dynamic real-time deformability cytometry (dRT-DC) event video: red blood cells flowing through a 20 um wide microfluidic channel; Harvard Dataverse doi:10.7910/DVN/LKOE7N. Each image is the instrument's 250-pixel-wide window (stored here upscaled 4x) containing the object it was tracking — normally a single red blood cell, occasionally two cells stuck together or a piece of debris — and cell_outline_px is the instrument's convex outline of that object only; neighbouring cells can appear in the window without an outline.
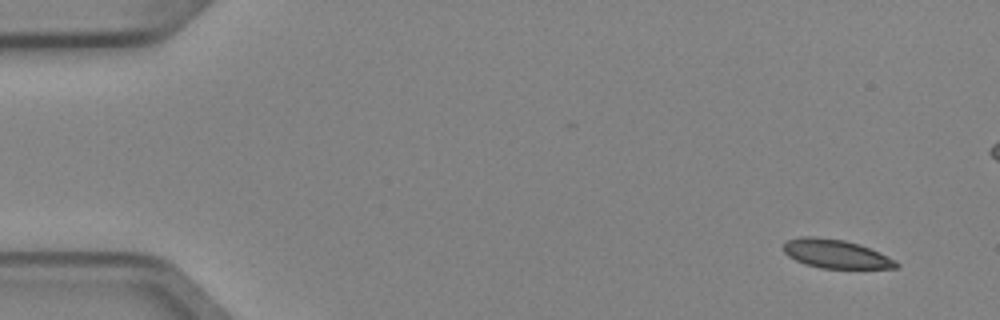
{"species": "Egyptian fruit bat (a non-hibernating species)", "species_latin": "Rousettus aegyptiacus", "temperature_condition": "cold", "stored_images_in_passage": 7, "camera_frame_rate_fps": 3000, "um_per_image_px": 0.085, "animal": {"sex": "female"}, "frame": {"image": 1, "passage_image": 1, "time_ms": 0.0, "image_size_px": [1000, 320], "cell_outline_px": [[900, 264], [896, 268], [820, 268], [804, 264], [788, 256], [784, 252], [784, 244], [788, 240], [800, 236], [816, 236], [844, 240], [860, 244], [896, 260]], "centroid_in_image_um": [71.03, 21.57], "position_along_channel_um": 14.0, "area_um2": 18.84}}
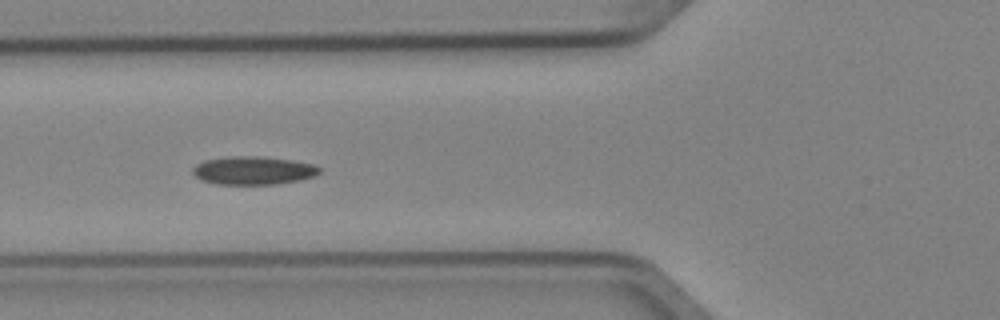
{"frame": {"image": 2, "passage_image": 5, "time_ms": 1.333, "image_size_px": [1000, 320], "cell_outline_px": [[320, 172], [312, 176], [300, 180], [276, 184], [216, 184], [200, 180], [192, 172], [192, 168], [196, 164], [204, 160], [232, 156], [260, 156], [292, 160], [316, 164], [320, 168]], "centroid_in_image_um": [21.52, 14.49], "position_along_channel_um": 104.3, "area_um2": 20.92}}
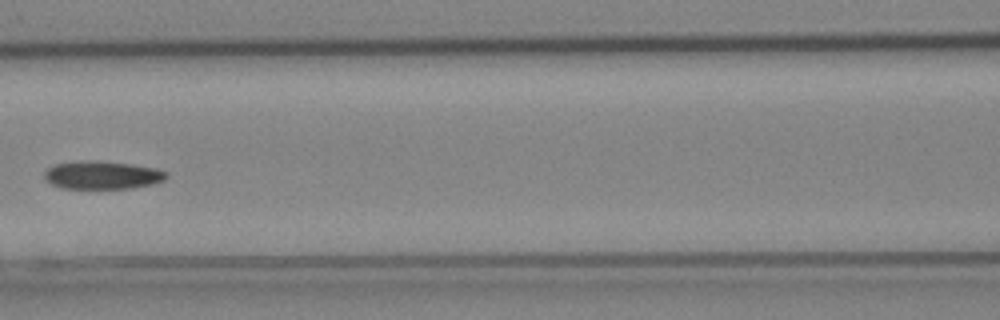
{"frame": {"image": 3, "passage_image": 6, "time_ms": 1.667, "image_size_px": [1000, 320], "cell_outline_px": [[168, 176], [164, 180], [152, 184], [132, 188], [60, 188], [44, 180], [44, 172], [48, 168], [56, 164], [88, 160], [96, 160], [132, 164], [156, 168], [168, 172]], "centroid_in_image_um": [8.7, 14.88], "position_along_channel_um": 157.9, "area_um2": 20.0}}